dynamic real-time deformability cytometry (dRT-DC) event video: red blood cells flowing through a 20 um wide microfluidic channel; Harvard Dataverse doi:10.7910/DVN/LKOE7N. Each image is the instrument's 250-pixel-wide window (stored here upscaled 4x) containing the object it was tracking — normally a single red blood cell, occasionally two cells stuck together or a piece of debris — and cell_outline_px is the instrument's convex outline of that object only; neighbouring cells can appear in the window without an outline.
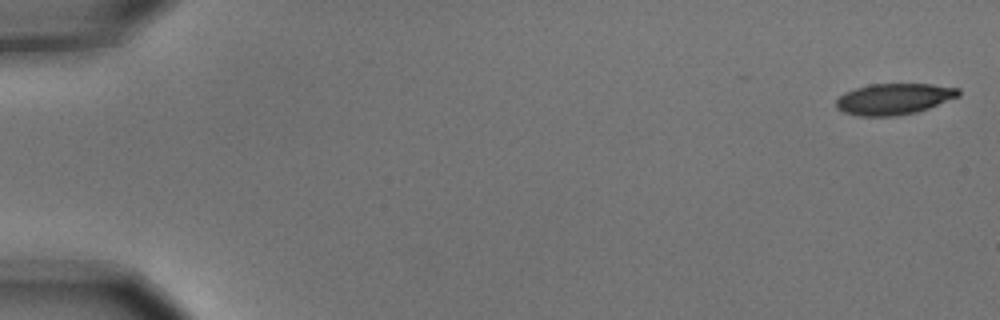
{"species": "common noctule bat (a hibernating species)", "species_latin": "Nyctalus noctula", "temperature_condition": "cold", "stored_images_in_passage": 9, "camera_frame_rate_fps": 3000, "um_per_image_px": 0.085, "animal": {"sex": "male", "body_mass_g": 15.6}, "frame": {"image": 1, "passage_image": 1, "time_ms": 0.0, "image_size_px": [1000, 320], "cell_outline_px": [[960, 96], [928, 108], [916, 112], [896, 116], [860, 116], [844, 112], [836, 108], [836, 100], [844, 92], [856, 88], [872, 84], [932, 84], [960, 88]], "centroid_in_image_um": [75.99, 8.41], "position_along_channel_um": 9.0, "area_um2": 22.2}}
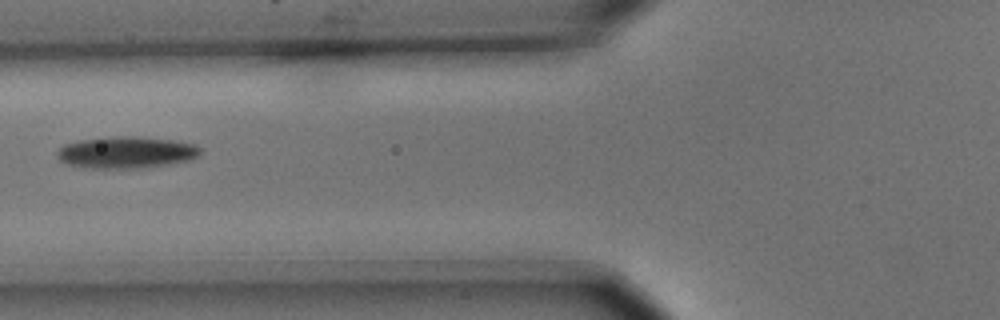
{"frame": {"image": 2, "passage_image": 6, "time_ms": 1.667, "image_size_px": [1000, 320], "cell_outline_px": [[200, 156], [188, 160], [168, 164], [140, 168], [84, 168], [68, 164], [60, 160], [56, 156], [56, 152], [64, 144], [80, 140], [112, 136], [136, 136], [172, 140], [196, 144], [200, 148]], "centroid_in_image_um": [10.72, 12.95], "position_along_channel_um": 115.1, "area_um2": 26.59}}
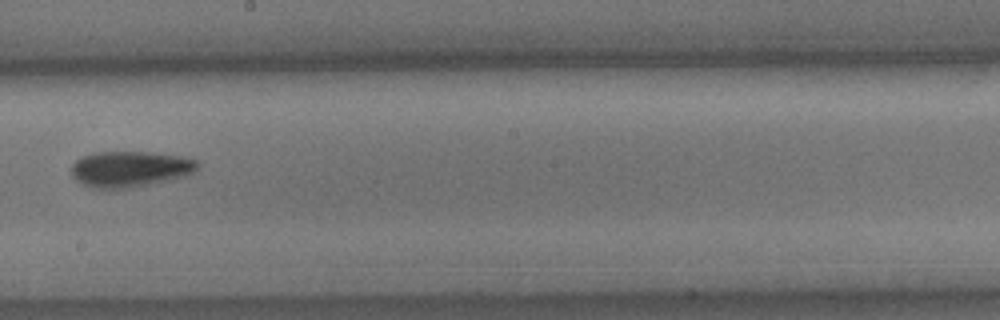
{"frame": {"image": 3, "passage_image": 9, "time_ms": 2.667, "image_size_px": [1000, 320], "cell_outline_px": [[200, 164], [196, 172], [184, 176], [168, 180], [128, 188], [92, 188], [76, 180], [72, 176], [72, 164], [76, 160], [84, 156], [96, 152], [148, 152], [180, 156], [196, 160]], "centroid_in_image_um": [11.07, 14.36], "position_along_channel_um": 237.1, "area_um2": 26.18}}